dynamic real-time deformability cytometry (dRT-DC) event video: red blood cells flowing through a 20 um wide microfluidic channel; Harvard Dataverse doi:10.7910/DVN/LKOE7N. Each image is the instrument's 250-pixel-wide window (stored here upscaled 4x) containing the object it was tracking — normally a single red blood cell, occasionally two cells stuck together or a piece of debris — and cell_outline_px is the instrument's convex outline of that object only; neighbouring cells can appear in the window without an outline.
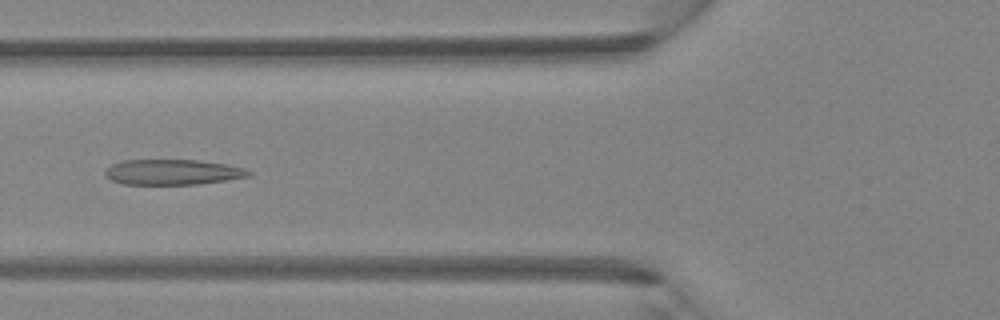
{"species": "Egyptian fruit bat (a non-hibernating species)", "species_latin": "Rousettus aegyptiacus", "temperature_condition": "room temperature", "stored_images_in_passage": 5, "camera_frame_rate_fps": 3000, "um_per_image_px": 0.085, "animal": {"sex": "female"}, "frame": {"image": 1, "passage_image": 5, "time_ms": 1.333, "image_size_px": [1000, 320], "cell_outline_px": [[252, 172], [248, 176], [224, 180], [196, 184], [120, 184], [112, 180], [104, 172], [112, 164], [124, 160], [196, 160], [228, 164], [244, 168]], "centroid_in_image_um": [14.67, 14.62], "position_along_channel_um": 111.1, "area_um2": 20.98}}